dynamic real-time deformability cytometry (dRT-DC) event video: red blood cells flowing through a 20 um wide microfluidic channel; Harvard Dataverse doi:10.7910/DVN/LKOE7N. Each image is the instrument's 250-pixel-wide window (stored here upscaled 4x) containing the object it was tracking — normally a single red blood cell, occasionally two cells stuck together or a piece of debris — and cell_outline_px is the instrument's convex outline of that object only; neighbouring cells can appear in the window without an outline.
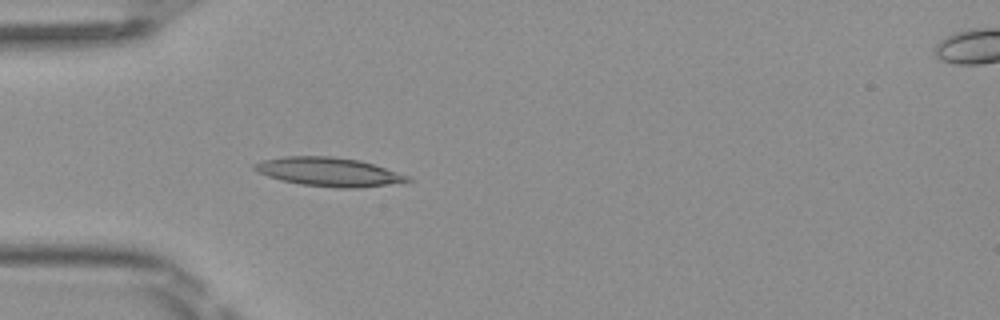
{"species": "Egyptian fruit bat (a non-hibernating species)", "species_latin": "Rousettus aegyptiacus", "temperature_condition": "room temperature", "stored_images_in_passage": 37, "camera_frame_rate_fps": 3000, "um_per_image_px": 0.085, "frame": {"image": 1, "passage_image": 5, "time_ms": 1.333, "image_size_px": [1000, 320], "cell_outline_px": [[412, 180], [356, 188], [336, 188], [300, 184], [280, 180], [268, 176], [252, 168], [252, 164], [264, 160], [284, 156], [332, 156], [360, 160], [408, 176]], "centroid_in_image_um": [27.86, 14.6], "position_along_channel_um": 57.1, "area_um2": 25.26}}
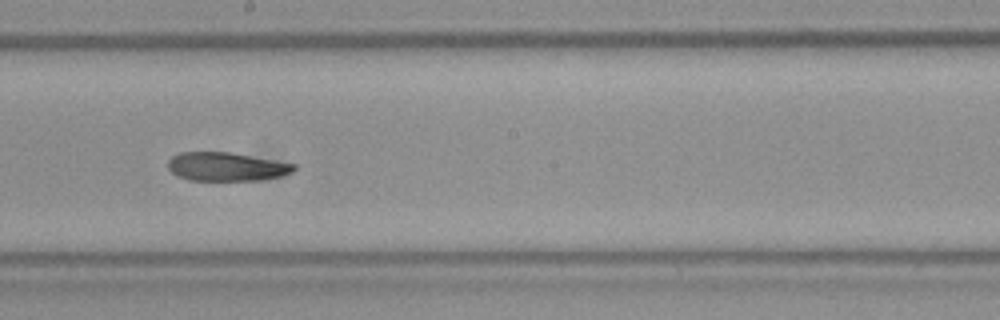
{"frame": {"image": 2, "passage_image": 18, "time_ms": 5.667, "image_size_px": [1000, 320], "cell_outline_px": [[300, 168], [292, 172], [280, 176], [260, 180], [188, 180], [176, 176], [168, 168], [168, 160], [172, 156], [180, 152], [228, 152], [296, 164]], "centroid_in_image_um": [19.24, 14.17], "position_along_channel_um": 229.0, "area_um2": 21.04}}
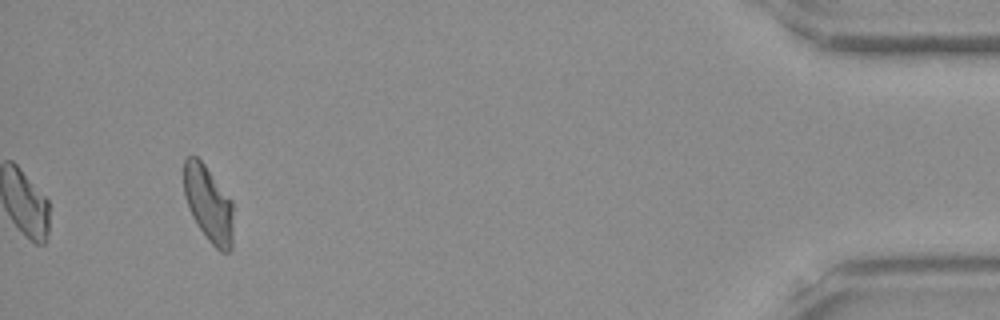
{"frame": {"image": 3, "passage_image": 37, "time_ms": 12.0, "image_size_px": [1000, 320], "cell_outline_px": [[232, 248], [228, 252], [220, 252], [208, 240], [192, 216], [188, 208], [184, 196], [184, 160], [188, 156], [196, 156], [204, 164], [232, 200]], "centroid_in_image_um": [17.71, 17.33], "position_along_channel_um": 417.5, "area_um2": 21.79}, "authors_computed_cell_mechanics": {"area_um2": 21.9062, "velocity_mm_per_s": 4.0799, "shape_relaxation_time_tau1_ms": null, "shape_relaxation_time_tau2_ms": 6.8193, "deformation_change_tau1": null, "deformation_change_tau2": 0.1406}}